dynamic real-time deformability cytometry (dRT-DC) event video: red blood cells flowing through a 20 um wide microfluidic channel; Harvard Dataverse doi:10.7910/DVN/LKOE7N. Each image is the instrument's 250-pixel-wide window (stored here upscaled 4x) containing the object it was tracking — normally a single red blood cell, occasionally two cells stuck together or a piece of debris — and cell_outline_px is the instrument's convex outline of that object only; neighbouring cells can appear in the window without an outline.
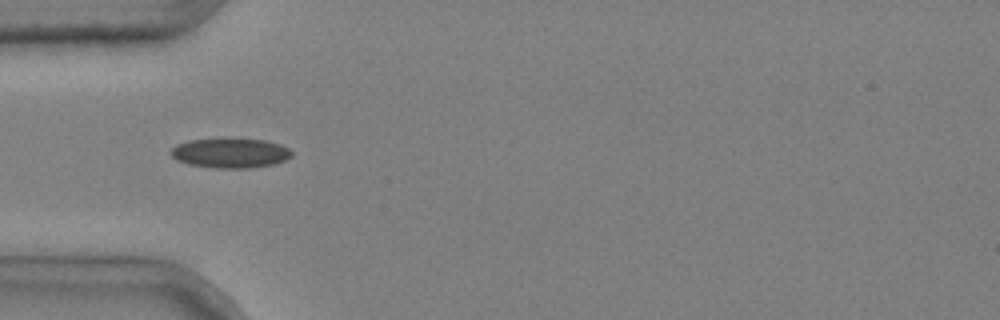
{"species": "common noctule bat (a hibernating species)", "species_latin": "Nyctalus noctula", "temperature_condition": "cold", "stored_images_in_passage": 6, "camera_frame_rate_fps": 3000, "um_per_image_px": 0.085, "animal": {"sex": "male", "body_mass_g": 20.4}, "frame": {"image": 1, "passage_image": 2, "time_ms": 0.333, "image_size_px": [1000, 320], "cell_outline_px": [[292, 156], [284, 160], [272, 164], [248, 168], [216, 168], [188, 164], [176, 160], [168, 152], [176, 144], [188, 140], [264, 140], [280, 144], [288, 148], [292, 152]], "centroid_in_image_um": [19.54, 13.03], "position_along_channel_um": 65.5, "area_um2": 20.52}}
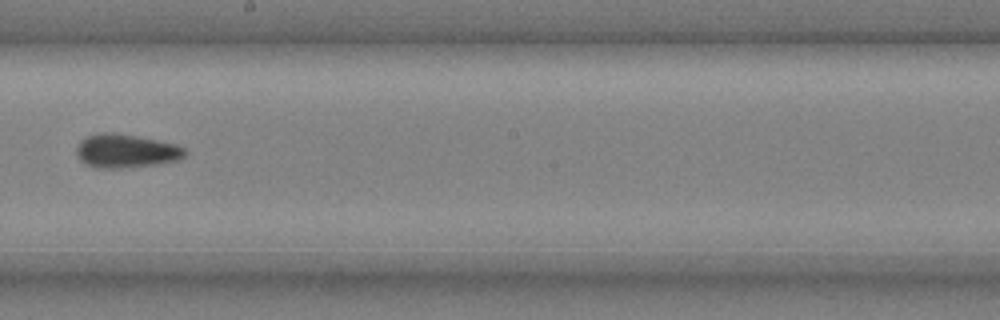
{"frame": {"image": 2, "passage_image": 6, "time_ms": 1.667, "image_size_px": [1000, 320], "cell_outline_px": [[188, 152], [184, 156], [176, 160], [160, 164], [120, 168], [92, 168], [84, 164], [80, 160], [76, 152], [76, 148], [80, 140], [88, 136], [104, 132], [112, 132], [136, 136], [176, 144], [184, 148]], "centroid_in_image_um": [10.68, 12.84], "position_along_channel_um": 237.5, "area_um2": 21.33}}